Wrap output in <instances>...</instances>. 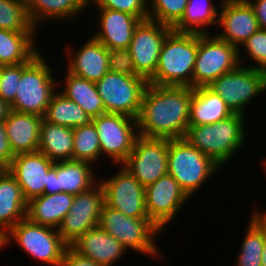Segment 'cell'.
Returning a JSON list of instances; mask_svg holds the SVG:
<instances>
[{
	"mask_svg": "<svg viewBox=\"0 0 266 266\" xmlns=\"http://www.w3.org/2000/svg\"><path fill=\"white\" fill-rule=\"evenodd\" d=\"M191 86L148 83L137 118L140 136L148 138H185L189 128Z\"/></svg>",
	"mask_w": 266,
	"mask_h": 266,
	"instance_id": "6da1fadb",
	"label": "cell"
},
{
	"mask_svg": "<svg viewBox=\"0 0 266 266\" xmlns=\"http://www.w3.org/2000/svg\"><path fill=\"white\" fill-rule=\"evenodd\" d=\"M198 49V33L171 30L159 54L154 85L191 86Z\"/></svg>",
	"mask_w": 266,
	"mask_h": 266,
	"instance_id": "7a4b0ae2",
	"label": "cell"
},
{
	"mask_svg": "<svg viewBox=\"0 0 266 266\" xmlns=\"http://www.w3.org/2000/svg\"><path fill=\"white\" fill-rule=\"evenodd\" d=\"M242 114L232 116L214 124L189 125L185 138L199 151L212 158L220 167L232 156H236L246 142L245 123Z\"/></svg>",
	"mask_w": 266,
	"mask_h": 266,
	"instance_id": "3957f363",
	"label": "cell"
},
{
	"mask_svg": "<svg viewBox=\"0 0 266 266\" xmlns=\"http://www.w3.org/2000/svg\"><path fill=\"white\" fill-rule=\"evenodd\" d=\"M41 53L39 50L28 62L23 63L11 110L44 117L60 81L53 76L54 70Z\"/></svg>",
	"mask_w": 266,
	"mask_h": 266,
	"instance_id": "277c9868",
	"label": "cell"
},
{
	"mask_svg": "<svg viewBox=\"0 0 266 266\" xmlns=\"http://www.w3.org/2000/svg\"><path fill=\"white\" fill-rule=\"evenodd\" d=\"M167 166L168 174L178 182L190 198L222 168L186 138L168 141Z\"/></svg>",
	"mask_w": 266,
	"mask_h": 266,
	"instance_id": "5b68a950",
	"label": "cell"
},
{
	"mask_svg": "<svg viewBox=\"0 0 266 266\" xmlns=\"http://www.w3.org/2000/svg\"><path fill=\"white\" fill-rule=\"evenodd\" d=\"M114 236L127 250L161 259L155 239L163 232L150 219L131 218L104 204L99 225Z\"/></svg>",
	"mask_w": 266,
	"mask_h": 266,
	"instance_id": "8992f818",
	"label": "cell"
},
{
	"mask_svg": "<svg viewBox=\"0 0 266 266\" xmlns=\"http://www.w3.org/2000/svg\"><path fill=\"white\" fill-rule=\"evenodd\" d=\"M13 240L35 261L48 266H62L68 245L61 239L57 229L33 223L26 217L2 237V249Z\"/></svg>",
	"mask_w": 266,
	"mask_h": 266,
	"instance_id": "52a82bcc",
	"label": "cell"
},
{
	"mask_svg": "<svg viewBox=\"0 0 266 266\" xmlns=\"http://www.w3.org/2000/svg\"><path fill=\"white\" fill-rule=\"evenodd\" d=\"M207 87L218 94L233 113L246 116L248 103L266 91V71L249 67L248 64L245 66L244 63L221 75Z\"/></svg>",
	"mask_w": 266,
	"mask_h": 266,
	"instance_id": "ba28073f",
	"label": "cell"
},
{
	"mask_svg": "<svg viewBox=\"0 0 266 266\" xmlns=\"http://www.w3.org/2000/svg\"><path fill=\"white\" fill-rule=\"evenodd\" d=\"M240 65L239 49L216 34L198 33V49L193 71V88L208 86Z\"/></svg>",
	"mask_w": 266,
	"mask_h": 266,
	"instance_id": "9c48e42d",
	"label": "cell"
},
{
	"mask_svg": "<svg viewBox=\"0 0 266 266\" xmlns=\"http://www.w3.org/2000/svg\"><path fill=\"white\" fill-rule=\"evenodd\" d=\"M106 113H119L137 119L148 82L140 76L108 71L95 83Z\"/></svg>",
	"mask_w": 266,
	"mask_h": 266,
	"instance_id": "30bf717a",
	"label": "cell"
},
{
	"mask_svg": "<svg viewBox=\"0 0 266 266\" xmlns=\"http://www.w3.org/2000/svg\"><path fill=\"white\" fill-rule=\"evenodd\" d=\"M92 122L100 140L101 158L104 160L108 156L114 165H122L139 137L137 119L119 113H104L92 118Z\"/></svg>",
	"mask_w": 266,
	"mask_h": 266,
	"instance_id": "8fae6325",
	"label": "cell"
},
{
	"mask_svg": "<svg viewBox=\"0 0 266 266\" xmlns=\"http://www.w3.org/2000/svg\"><path fill=\"white\" fill-rule=\"evenodd\" d=\"M169 140L139 135L132 152L128 155L122 166L144 187L157 181L160 177L168 174Z\"/></svg>",
	"mask_w": 266,
	"mask_h": 266,
	"instance_id": "7c38bea8",
	"label": "cell"
},
{
	"mask_svg": "<svg viewBox=\"0 0 266 266\" xmlns=\"http://www.w3.org/2000/svg\"><path fill=\"white\" fill-rule=\"evenodd\" d=\"M104 204L99 181L89 190L75 195L69 212L57 229L61 239L70 246L85 232L97 227Z\"/></svg>",
	"mask_w": 266,
	"mask_h": 266,
	"instance_id": "4fadbf2b",
	"label": "cell"
},
{
	"mask_svg": "<svg viewBox=\"0 0 266 266\" xmlns=\"http://www.w3.org/2000/svg\"><path fill=\"white\" fill-rule=\"evenodd\" d=\"M106 206L131 218L149 219L145 206V187L124 167L110 178L98 180Z\"/></svg>",
	"mask_w": 266,
	"mask_h": 266,
	"instance_id": "5bb4252c",
	"label": "cell"
},
{
	"mask_svg": "<svg viewBox=\"0 0 266 266\" xmlns=\"http://www.w3.org/2000/svg\"><path fill=\"white\" fill-rule=\"evenodd\" d=\"M189 198L169 174L145 187V206L148 217L162 231L176 219Z\"/></svg>",
	"mask_w": 266,
	"mask_h": 266,
	"instance_id": "9a60e30c",
	"label": "cell"
},
{
	"mask_svg": "<svg viewBox=\"0 0 266 266\" xmlns=\"http://www.w3.org/2000/svg\"><path fill=\"white\" fill-rule=\"evenodd\" d=\"M173 28L150 19L135 28L128 47L137 74L149 82L155 75L162 44Z\"/></svg>",
	"mask_w": 266,
	"mask_h": 266,
	"instance_id": "2e32d148",
	"label": "cell"
},
{
	"mask_svg": "<svg viewBox=\"0 0 266 266\" xmlns=\"http://www.w3.org/2000/svg\"><path fill=\"white\" fill-rule=\"evenodd\" d=\"M219 4L216 27L222 31L216 35L240 51V46L259 29L254 9L247 0H222Z\"/></svg>",
	"mask_w": 266,
	"mask_h": 266,
	"instance_id": "e0dca14e",
	"label": "cell"
},
{
	"mask_svg": "<svg viewBox=\"0 0 266 266\" xmlns=\"http://www.w3.org/2000/svg\"><path fill=\"white\" fill-rule=\"evenodd\" d=\"M55 162L42 152H30L15 155L7 168L17 180L27 202L44 194L49 169Z\"/></svg>",
	"mask_w": 266,
	"mask_h": 266,
	"instance_id": "ac0fdd59",
	"label": "cell"
},
{
	"mask_svg": "<svg viewBox=\"0 0 266 266\" xmlns=\"http://www.w3.org/2000/svg\"><path fill=\"white\" fill-rule=\"evenodd\" d=\"M71 45L66 46L68 65L66 70L78 77L91 82H98L108 71V49L92 36L75 50ZM68 67V68H67Z\"/></svg>",
	"mask_w": 266,
	"mask_h": 266,
	"instance_id": "d6986e66",
	"label": "cell"
},
{
	"mask_svg": "<svg viewBox=\"0 0 266 266\" xmlns=\"http://www.w3.org/2000/svg\"><path fill=\"white\" fill-rule=\"evenodd\" d=\"M98 30L92 37L101 42L108 50L128 48L135 28L141 20L126 12L98 8Z\"/></svg>",
	"mask_w": 266,
	"mask_h": 266,
	"instance_id": "ffe728a7",
	"label": "cell"
},
{
	"mask_svg": "<svg viewBox=\"0 0 266 266\" xmlns=\"http://www.w3.org/2000/svg\"><path fill=\"white\" fill-rule=\"evenodd\" d=\"M70 246L101 266L114 265L126 251H129L114 236L99 226L85 232Z\"/></svg>",
	"mask_w": 266,
	"mask_h": 266,
	"instance_id": "44dd1931",
	"label": "cell"
},
{
	"mask_svg": "<svg viewBox=\"0 0 266 266\" xmlns=\"http://www.w3.org/2000/svg\"><path fill=\"white\" fill-rule=\"evenodd\" d=\"M43 117L11 110L4 121L14 155L38 151Z\"/></svg>",
	"mask_w": 266,
	"mask_h": 266,
	"instance_id": "7402d4cb",
	"label": "cell"
},
{
	"mask_svg": "<svg viewBox=\"0 0 266 266\" xmlns=\"http://www.w3.org/2000/svg\"><path fill=\"white\" fill-rule=\"evenodd\" d=\"M27 201L17 180L7 169H0V236L26 218Z\"/></svg>",
	"mask_w": 266,
	"mask_h": 266,
	"instance_id": "603a6c76",
	"label": "cell"
},
{
	"mask_svg": "<svg viewBox=\"0 0 266 266\" xmlns=\"http://www.w3.org/2000/svg\"><path fill=\"white\" fill-rule=\"evenodd\" d=\"M73 199L74 195L63 191L35 197L27 202L26 217L33 223L58 229Z\"/></svg>",
	"mask_w": 266,
	"mask_h": 266,
	"instance_id": "cb8c5ba5",
	"label": "cell"
},
{
	"mask_svg": "<svg viewBox=\"0 0 266 266\" xmlns=\"http://www.w3.org/2000/svg\"><path fill=\"white\" fill-rule=\"evenodd\" d=\"M233 114L226 102L207 86L192 89L189 125L214 124Z\"/></svg>",
	"mask_w": 266,
	"mask_h": 266,
	"instance_id": "d4e9b609",
	"label": "cell"
},
{
	"mask_svg": "<svg viewBox=\"0 0 266 266\" xmlns=\"http://www.w3.org/2000/svg\"><path fill=\"white\" fill-rule=\"evenodd\" d=\"M88 0H25L28 15L37 29L40 23L71 21L80 16L87 7ZM54 20V21H53Z\"/></svg>",
	"mask_w": 266,
	"mask_h": 266,
	"instance_id": "484cf974",
	"label": "cell"
},
{
	"mask_svg": "<svg viewBox=\"0 0 266 266\" xmlns=\"http://www.w3.org/2000/svg\"><path fill=\"white\" fill-rule=\"evenodd\" d=\"M247 225L235 266H262V253L266 241V214L255 209Z\"/></svg>",
	"mask_w": 266,
	"mask_h": 266,
	"instance_id": "4316f807",
	"label": "cell"
},
{
	"mask_svg": "<svg viewBox=\"0 0 266 266\" xmlns=\"http://www.w3.org/2000/svg\"><path fill=\"white\" fill-rule=\"evenodd\" d=\"M38 151L53 162L72 160L73 128L42 120Z\"/></svg>",
	"mask_w": 266,
	"mask_h": 266,
	"instance_id": "83f0119b",
	"label": "cell"
},
{
	"mask_svg": "<svg viewBox=\"0 0 266 266\" xmlns=\"http://www.w3.org/2000/svg\"><path fill=\"white\" fill-rule=\"evenodd\" d=\"M35 34L0 29V66L28 62L40 50L34 41Z\"/></svg>",
	"mask_w": 266,
	"mask_h": 266,
	"instance_id": "f1b7e54d",
	"label": "cell"
},
{
	"mask_svg": "<svg viewBox=\"0 0 266 266\" xmlns=\"http://www.w3.org/2000/svg\"><path fill=\"white\" fill-rule=\"evenodd\" d=\"M93 164L86 161L66 160L57 162L58 188L60 192L77 195L92 188L96 178Z\"/></svg>",
	"mask_w": 266,
	"mask_h": 266,
	"instance_id": "f546056e",
	"label": "cell"
},
{
	"mask_svg": "<svg viewBox=\"0 0 266 266\" xmlns=\"http://www.w3.org/2000/svg\"><path fill=\"white\" fill-rule=\"evenodd\" d=\"M66 71L60 92L77 103L91 118L98 117L105 112V105L96 84Z\"/></svg>",
	"mask_w": 266,
	"mask_h": 266,
	"instance_id": "4dcf8cb0",
	"label": "cell"
},
{
	"mask_svg": "<svg viewBox=\"0 0 266 266\" xmlns=\"http://www.w3.org/2000/svg\"><path fill=\"white\" fill-rule=\"evenodd\" d=\"M218 7L220 6L216 7L212 0H188L184 15L173 30L199 34L211 33L208 32L209 26L218 25Z\"/></svg>",
	"mask_w": 266,
	"mask_h": 266,
	"instance_id": "1f68e13d",
	"label": "cell"
},
{
	"mask_svg": "<svg viewBox=\"0 0 266 266\" xmlns=\"http://www.w3.org/2000/svg\"><path fill=\"white\" fill-rule=\"evenodd\" d=\"M43 119L69 128L88 125L92 122V118L77 103L58 90L54 93Z\"/></svg>",
	"mask_w": 266,
	"mask_h": 266,
	"instance_id": "d6a6232c",
	"label": "cell"
},
{
	"mask_svg": "<svg viewBox=\"0 0 266 266\" xmlns=\"http://www.w3.org/2000/svg\"><path fill=\"white\" fill-rule=\"evenodd\" d=\"M100 158V140L94 123L73 128L72 160L86 161L94 165Z\"/></svg>",
	"mask_w": 266,
	"mask_h": 266,
	"instance_id": "836d02e7",
	"label": "cell"
},
{
	"mask_svg": "<svg viewBox=\"0 0 266 266\" xmlns=\"http://www.w3.org/2000/svg\"><path fill=\"white\" fill-rule=\"evenodd\" d=\"M0 29L38 32L28 15L25 0H0Z\"/></svg>",
	"mask_w": 266,
	"mask_h": 266,
	"instance_id": "e575fe53",
	"label": "cell"
},
{
	"mask_svg": "<svg viewBox=\"0 0 266 266\" xmlns=\"http://www.w3.org/2000/svg\"><path fill=\"white\" fill-rule=\"evenodd\" d=\"M188 0H148L149 19L174 27L183 17Z\"/></svg>",
	"mask_w": 266,
	"mask_h": 266,
	"instance_id": "d590c367",
	"label": "cell"
},
{
	"mask_svg": "<svg viewBox=\"0 0 266 266\" xmlns=\"http://www.w3.org/2000/svg\"><path fill=\"white\" fill-rule=\"evenodd\" d=\"M240 47L244 49V52L239 51L240 65H243L244 60L249 57L247 62L252 60L254 63L249 64V67L266 71V29L259 28Z\"/></svg>",
	"mask_w": 266,
	"mask_h": 266,
	"instance_id": "8d00e7d4",
	"label": "cell"
},
{
	"mask_svg": "<svg viewBox=\"0 0 266 266\" xmlns=\"http://www.w3.org/2000/svg\"><path fill=\"white\" fill-rule=\"evenodd\" d=\"M87 6L126 12L136 16L141 21L149 19L148 0H88Z\"/></svg>",
	"mask_w": 266,
	"mask_h": 266,
	"instance_id": "74e56055",
	"label": "cell"
},
{
	"mask_svg": "<svg viewBox=\"0 0 266 266\" xmlns=\"http://www.w3.org/2000/svg\"><path fill=\"white\" fill-rule=\"evenodd\" d=\"M22 72L23 63L0 66V98L9 105L15 100V94Z\"/></svg>",
	"mask_w": 266,
	"mask_h": 266,
	"instance_id": "f35d334b",
	"label": "cell"
},
{
	"mask_svg": "<svg viewBox=\"0 0 266 266\" xmlns=\"http://www.w3.org/2000/svg\"><path fill=\"white\" fill-rule=\"evenodd\" d=\"M108 63L110 72L139 76L128 48L108 50Z\"/></svg>",
	"mask_w": 266,
	"mask_h": 266,
	"instance_id": "ab89813d",
	"label": "cell"
},
{
	"mask_svg": "<svg viewBox=\"0 0 266 266\" xmlns=\"http://www.w3.org/2000/svg\"><path fill=\"white\" fill-rule=\"evenodd\" d=\"M15 155L10 148L4 122H0V169H7Z\"/></svg>",
	"mask_w": 266,
	"mask_h": 266,
	"instance_id": "60d3db41",
	"label": "cell"
},
{
	"mask_svg": "<svg viewBox=\"0 0 266 266\" xmlns=\"http://www.w3.org/2000/svg\"><path fill=\"white\" fill-rule=\"evenodd\" d=\"M62 266H101L94 260L76 252L71 246H67L64 252Z\"/></svg>",
	"mask_w": 266,
	"mask_h": 266,
	"instance_id": "b9f144b4",
	"label": "cell"
},
{
	"mask_svg": "<svg viewBox=\"0 0 266 266\" xmlns=\"http://www.w3.org/2000/svg\"><path fill=\"white\" fill-rule=\"evenodd\" d=\"M254 9L260 29H266V0H247Z\"/></svg>",
	"mask_w": 266,
	"mask_h": 266,
	"instance_id": "7bdbcfd3",
	"label": "cell"
},
{
	"mask_svg": "<svg viewBox=\"0 0 266 266\" xmlns=\"http://www.w3.org/2000/svg\"><path fill=\"white\" fill-rule=\"evenodd\" d=\"M60 188H58V177H57V162L49 169L48 181L44 186V194H54L59 193Z\"/></svg>",
	"mask_w": 266,
	"mask_h": 266,
	"instance_id": "ee69618b",
	"label": "cell"
},
{
	"mask_svg": "<svg viewBox=\"0 0 266 266\" xmlns=\"http://www.w3.org/2000/svg\"><path fill=\"white\" fill-rule=\"evenodd\" d=\"M11 111L10 105L0 98V122H4L9 112Z\"/></svg>",
	"mask_w": 266,
	"mask_h": 266,
	"instance_id": "f6af8a7d",
	"label": "cell"
},
{
	"mask_svg": "<svg viewBox=\"0 0 266 266\" xmlns=\"http://www.w3.org/2000/svg\"><path fill=\"white\" fill-rule=\"evenodd\" d=\"M262 266H266V241L262 253Z\"/></svg>",
	"mask_w": 266,
	"mask_h": 266,
	"instance_id": "bcb514c9",
	"label": "cell"
},
{
	"mask_svg": "<svg viewBox=\"0 0 266 266\" xmlns=\"http://www.w3.org/2000/svg\"><path fill=\"white\" fill-rule=\"evenodd\" d=\"M262 163H263L262 166H264L262 168H265L264 171L266 172V158H264V161H262Z\"/></svg>",
	"mask_w": 266,
	"mask_h": 266,
	"instance_id": "7dc6e473",
	"label": "cell"
},
{
	"mask_svg": "<svg viewBox=\"0 0 266 266\" xmlns=\"http://www.w3.org/2000/svg\"><path fill=\"white\" fill-rule=\"evenodd\" d=\"M2 250V237L0 236V251Z\"/></svg>",
	"mask_w": 266,
	"mask_h": 266,
	"instance_id": "c3c4849f",
	"label": "cell"
}]
</instances>
